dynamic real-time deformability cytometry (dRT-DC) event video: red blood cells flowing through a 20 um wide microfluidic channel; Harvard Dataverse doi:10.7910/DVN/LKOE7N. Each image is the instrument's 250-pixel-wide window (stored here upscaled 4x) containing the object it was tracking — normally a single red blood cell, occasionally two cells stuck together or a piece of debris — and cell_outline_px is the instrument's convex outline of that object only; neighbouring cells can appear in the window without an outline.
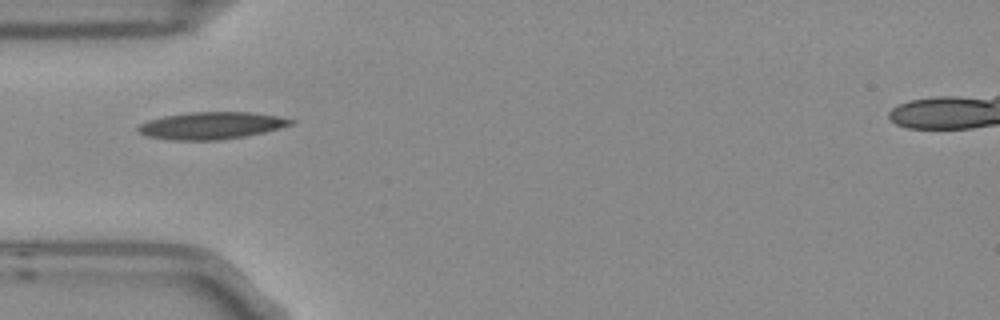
{"species": "Egyptian fruit bat (a non-hibernating species)", "species_latin": "Rousettus aegyptiacus", "temperature_condition": "room temperature", "stored_images_in_passage": 3, "camera_frame_rate_fps": 3000, "um_per_image_px": 0.085, "frame": {"image": 1, "passage_image": 1, "time_ms": 0.0, "image_size_px": [1000, 320], "cell_outline_px": [[296, 120], [292, 124], [280, 128], [264, 132], [244, 136], [216, 140], [172, 140], [148, 136], [140, 132], [136, 128], [140, 124], [148, 120], [164, 116], [188, 112], [256, 112]], "centroid_in_image_um": [17.97, 10.66], "position_along_channel_um": 67.0, "area_um2": 24.04}}